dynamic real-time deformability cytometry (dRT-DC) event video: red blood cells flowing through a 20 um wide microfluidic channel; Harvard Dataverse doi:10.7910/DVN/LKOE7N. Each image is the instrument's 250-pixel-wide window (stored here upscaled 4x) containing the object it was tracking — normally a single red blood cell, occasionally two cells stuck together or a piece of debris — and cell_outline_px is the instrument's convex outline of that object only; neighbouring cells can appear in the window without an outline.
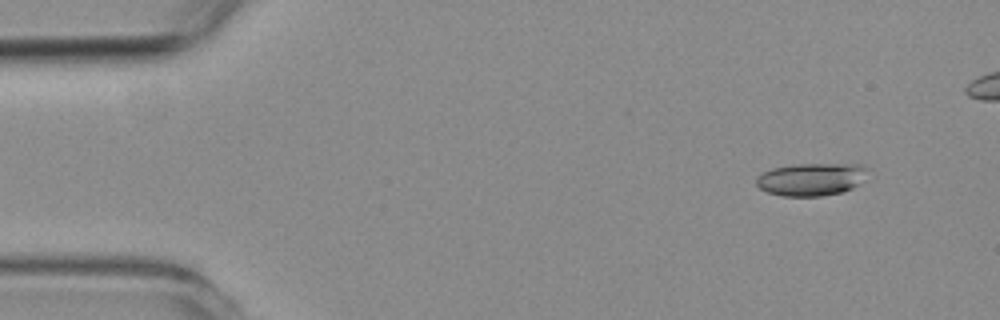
{"species": "common noctule bat (a hibernating species)", "species_latin": "Nyctalus noctula", "temperature_condition": "room temperature", "stored_images_in_passage": 18, "camera_frame_rate_fps": 3000, "um_per_image_px": 0.085, "animal": {"sex": "female", "body_mass_g": 19.3, "forearm_length_mm": 54.1}, "frame": {"image": 1, "passage_image": 5, "time_ms": 1.333, "image_size_px": [1000, 320], "cell_outline_px": [[868, 168], [856, 184], [852, 188], [844, 192], [820, 196], [780, 196], [768, 192], [760, 188], [756, 184], [756, 176], [772, 168], [800, 164], [864, 164]], "centroid_in_image_um": [68.91, 15.24], "position_along_channel_um": 16.1, "area_um2": 20.98}}
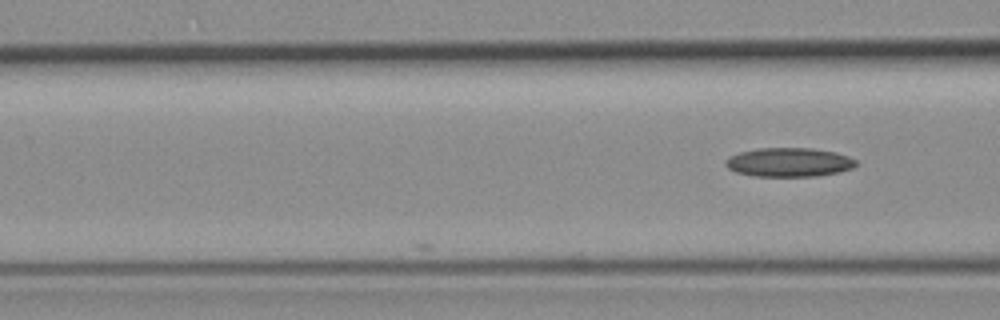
{"frame": {"image": 2, "passage_image": 18, "time_ms": 5.667, "image_size_px": [1000, 320], "cell_outline_px": [[856, 164], [852, 168], [840, 172], [816, 176], [752, 176], [736, 172], [728, 168], [724, 164], [724, 160], [728, 156], [740, 152], [760, 148], [812, 148], [836, 152], [848, 156], [856, 160]], "centroid_in_image_um": [67.04, 13.79], "position_along_channel_um": 99.6, "area_um2": 22.14}}